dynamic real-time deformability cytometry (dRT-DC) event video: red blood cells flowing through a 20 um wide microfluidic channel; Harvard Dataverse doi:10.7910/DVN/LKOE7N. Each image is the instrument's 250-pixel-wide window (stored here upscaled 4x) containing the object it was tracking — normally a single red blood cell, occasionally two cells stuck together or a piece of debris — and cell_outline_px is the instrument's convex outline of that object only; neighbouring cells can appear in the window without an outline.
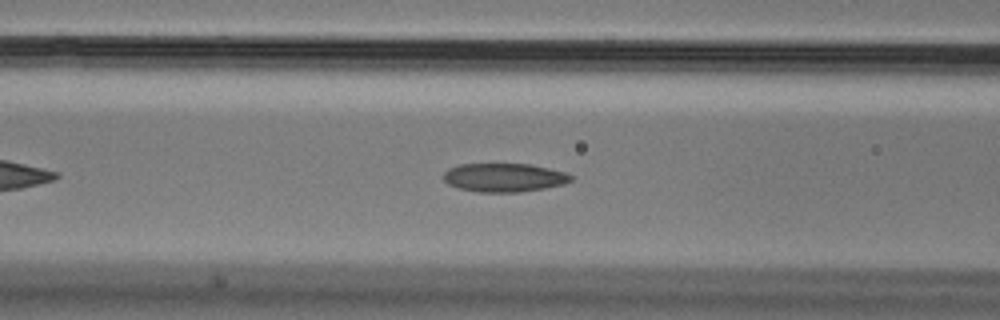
{"species": "Egyptian fruit bat (a non-hibernating species)", "species_latin": "Rousettus aegyptiacus", "temperature_condition": "cold", "stored_images_in_passage": 39, "camera_frame_rate_fps": 3000, "um_per_image_px": 0.085, "animal": {"sex": "male"}, "frame": {"image": 1, "passage_image": 12, "time_ms": 3.667, "image_size_px": [1000, 320], "cell_outline_px": [[572, 180], [564, 184], [544, 188], [520, 192], [480, 192], [456, 188], [448, 184], [444, 180], [444, 172], [448, 168], [460, 164], [528, 164], [548, 168], [564, 172], [572, 176]], "centroid_in_image_um": [42.82, 15.09], "position_along_channel_um": 123.8, "area_um2": 21.21}}
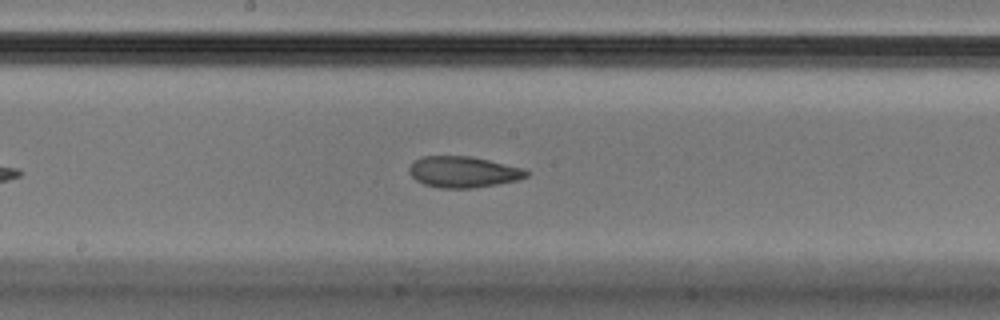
{"frame": {"image": 2, "passage_image": 19, "time_ms": 6.0, "image_size_px": [1000, 320], "cell_outline_px": [[528, 176], [520, 180], [472, 188], [440, 188], [424, 184], [416, 180], [408, 172], [408, 168], [420, 156], [472, 156], [524, 168], [528, 172]], "centroid_in_image_um": [39.39, 14.61], "position_along_channel_um": 208.8, "area_um2": 21.33}}
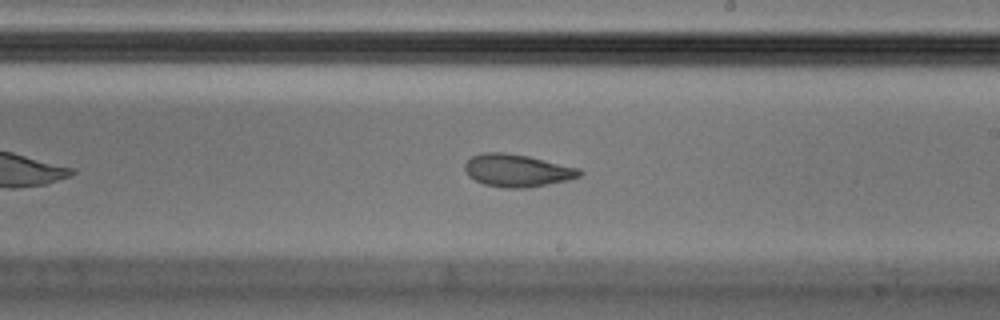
{"frame": {"image": 3, "passage_image": 22, "time_ms": 7.0, "image_size_px": [1000, 320], "cell_outline_px": [[584, 172], [580, 176], [568, 180], [528, 188], [504, 188], [484, 184], [468, 176], [464, 168], [464, 164], [472, 156], [484, 152], [504, 152], [528, 156], [580, 168]], "centroid_in_image_um": [43.97, 14.49], "position_along_channel_um": 245.0, "area_um2": 21.85}}